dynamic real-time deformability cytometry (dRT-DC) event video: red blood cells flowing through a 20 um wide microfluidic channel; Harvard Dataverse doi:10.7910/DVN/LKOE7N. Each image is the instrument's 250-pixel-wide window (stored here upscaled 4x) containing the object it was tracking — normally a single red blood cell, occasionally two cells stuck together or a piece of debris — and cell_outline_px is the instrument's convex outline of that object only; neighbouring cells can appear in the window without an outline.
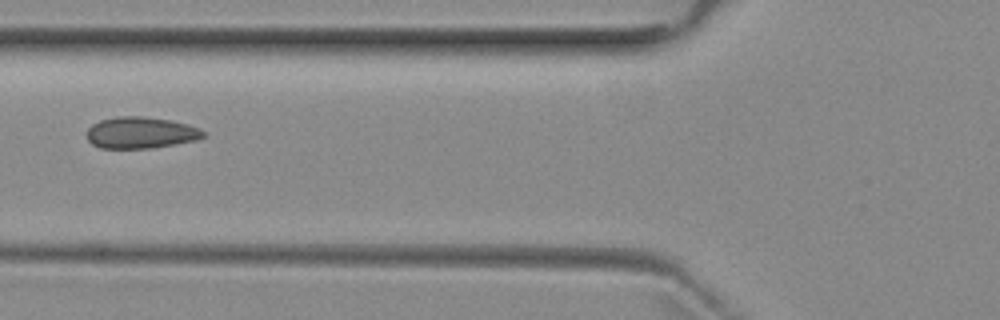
{"species": "common noctule bat (a hibernating species)", "species_latin": "Nyctalus noctula", "temperature_condition": "room temperature", "stored_images_in_passage": 7, "camera_frame_rate_fps": 3000, "um_per_image_px": 0.085, "animal": {"sex": "female", "body_mass_g": 29.2, "forearm_length_mm": 56.3}, "frame": {"image": 1, "passage_image": 6, "time_ms": 5.667, "image_size_px": [1000, 320], "cell_outline_px": [[204, 136], [196, 140], [152, 148], [100, 148], [92, 144], [88, 140], [88, 128], [92, 124], [100, 120], [116, 116], [144, 116], [172, 120], [188, 124], [200, 128], [204, 132]], "centroid_in_image_um": [11.96, 11.27], "position_along_channel_um": 113.8, "area_um2": 21.44}}
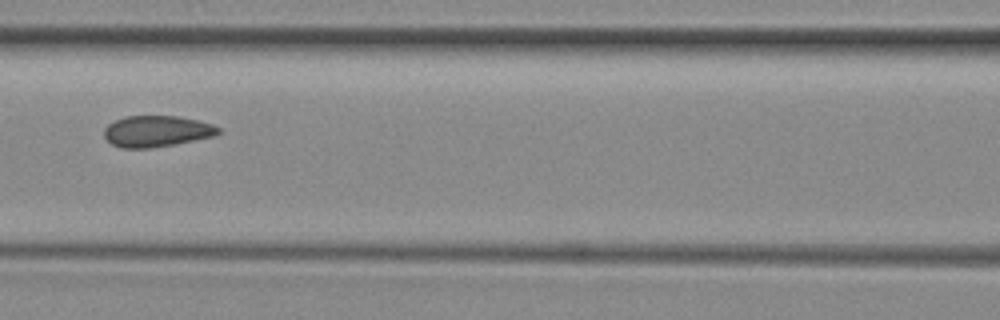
{"frame": {"image": 2, "passage_image": 7, "time_ms": 6.667, "image_size_px": [1000, 320], "cell_outline_px": [[220, 132], [212, 136], [152, 148], [120, 148], [112, 144], [104, 136], [104, 128], [112, 120], [124, 116], [176, 116], [196, 120], [212, 124], [220, 128]], "centroid_in_image_um": [13.25, 11.15], "position_along_channel_um": 153.4, "area_um2": 20.63}}